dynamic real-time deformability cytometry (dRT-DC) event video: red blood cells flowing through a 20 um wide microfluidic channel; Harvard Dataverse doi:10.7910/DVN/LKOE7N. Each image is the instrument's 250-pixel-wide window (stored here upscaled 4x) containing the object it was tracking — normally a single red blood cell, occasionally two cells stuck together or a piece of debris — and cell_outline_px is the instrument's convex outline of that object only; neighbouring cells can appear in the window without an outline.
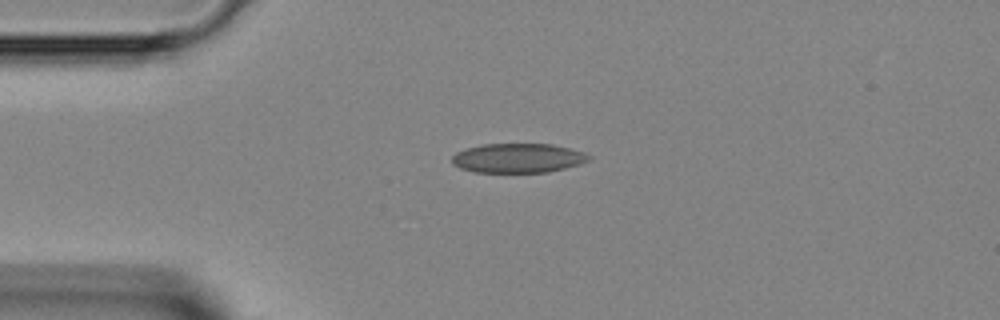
{"species": "Egyptian fruit bat (a non-hibernating species)", "species_latin": "Rousettus aegyptiacus", "temperature_condition": "room temperature", "stored_images_in_passage": 7, "camera_frame_rate_fps": 3000, "um_per_image_px": 0.085, "animal": {"sex": "female"}, "frame": {"image": 1, "passage_image": 1, "time_ms": 0.0, "image_size_px": [1000, 320], "cell_outline_px": [[592, 160], [580, 164], [548, 172], [476, 172], [460, 168], [452, 164], [452, 156], [456, 152], [468, 148], [484, 144], [552, 144], [584, 152], [592, 156]], "centroid_in_image_um": [44.06, 13.44], "position_along_channel_um": 40.9, "area_um2": 23.41}}
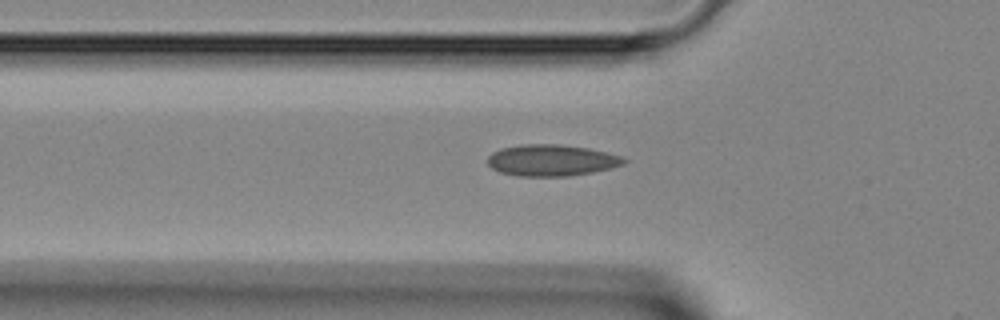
{"frame": {"image": 2, "passage_image": 5, "time_ms": 1.333, "image_size_px": [1000, 320], "cell_outline_px": [[628, 160], [624, 164], [612, 168], [592, 172], [568, 176], [516, 176], [500, 172], [492, 168], [488, 164], [488, 156], [492, 152], [500, 148], [524, 144], [556, 144], [588, 148], [624, 156]], "centroid_in_image_um": [46.89, 13.62], "position_along_channel_um": 78.9, "area_um2": 25.09}}